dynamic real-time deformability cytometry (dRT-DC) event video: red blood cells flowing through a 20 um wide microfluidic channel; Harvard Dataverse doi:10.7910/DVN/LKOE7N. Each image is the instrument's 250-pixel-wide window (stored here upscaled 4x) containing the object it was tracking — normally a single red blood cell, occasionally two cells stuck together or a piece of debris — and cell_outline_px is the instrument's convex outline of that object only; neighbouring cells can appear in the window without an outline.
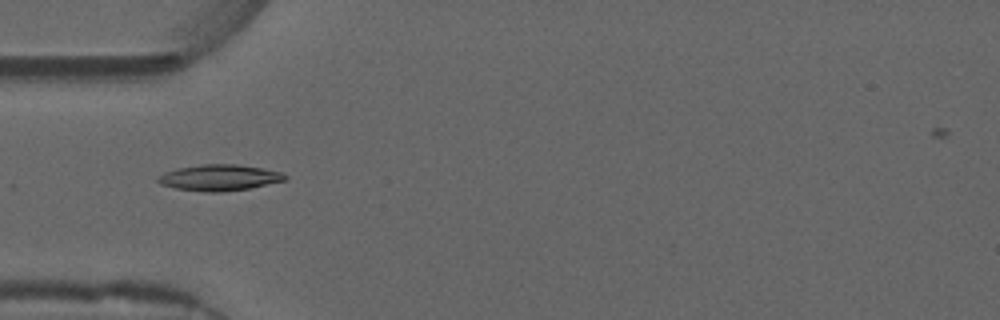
{"species": "common noctule bat (a hibernating species)", "species_latin": "Nyctalus noctula", "temperature_condition": "warm", "stored_images_in_passage": 29, "camera_frame_rate_fps": 3000, "um_per_image_px": 0.085, "animal": {"sex": "male", "forearm_length_mm": 52.5}, "frame": {"image": 1, "passage_image": 1, "time_ms": 0.0, "image_size_px": [1000, 320], "cell_outline_px": [[288, 176], [284, 180], [248, 188], [220, 192], [208, 192], [176, 188], [160, 184], [156, 180], [156, 176], [164, 172], [176, 168], [200, 164], [236, 164], [260, 168], [280, 172]], "centroid_in_image_um": [18.56, 15.09], "position_along_channel_um": 66.4, "area_um2": 19.13}}
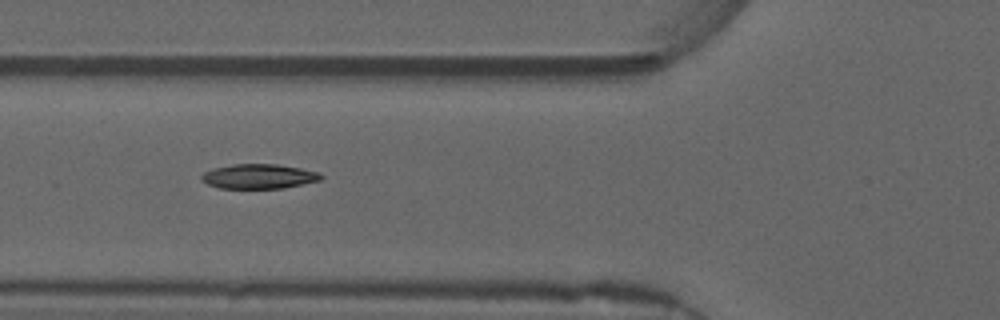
{"frame": {"image": 2, "passage_image": 4, "time_ms": 1.0, "image_size_px": [1000, 320], "cell_outline_px": [[324, 176], [320, 180], [284, 188], [220, 188], [208, 184], [200, 180], [200, 176], [204, 172], [212, 168], [232, 164], [276, 164], [300, 168], [320, 172]], "centroid_in_image_um": [21.98, 14.98], "position_along_channel_um": 103.8, "area_um2": 17.22}}
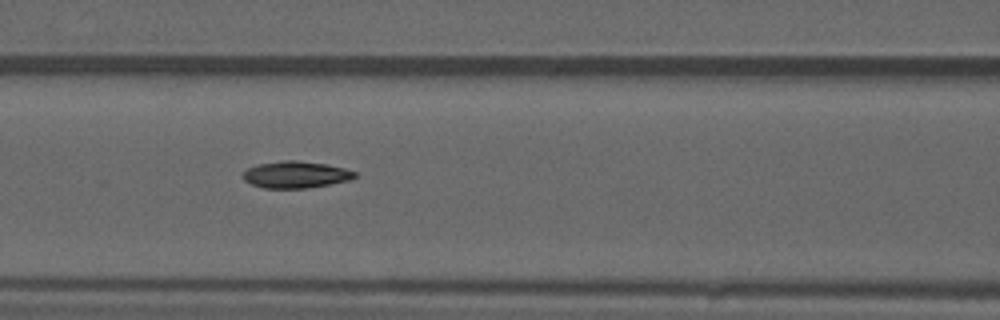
{"frame": {"image": 3, "passage_image": 7, "time_ms": 2.0, "image_size_px": [1000, 320], "cell_outline_px": [[356, 176], [348, 180], [328, 184], [304, 188], [264, 188], [252, 184], [244, 180], [244, 172], [248, 168], [256, 164], [284, 160], [296, 160], [324, 164], [344, 168], [356, 172]], "centroid_in_image_um": [25.11, 14.83], "position_along_channel_um": 141.5, "area_um2": 17.17}}